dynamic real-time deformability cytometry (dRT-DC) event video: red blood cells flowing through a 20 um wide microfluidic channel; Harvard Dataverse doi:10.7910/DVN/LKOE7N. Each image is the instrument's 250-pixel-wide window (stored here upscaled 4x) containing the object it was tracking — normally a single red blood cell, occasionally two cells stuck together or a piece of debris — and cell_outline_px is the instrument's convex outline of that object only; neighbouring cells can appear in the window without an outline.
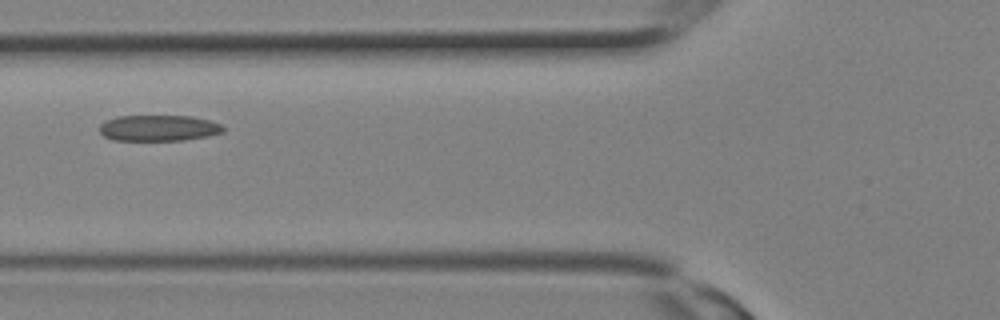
{"species": "Egyptian fruit bat (a non-hibernating species)", "species_latin": "Rousettus aegyptiacus", "temperature_condition": "room temperature", "stored_images_in_passage": 4, "camera_frame_rate_fps": 3000, "um_per_image_px": 0.085, "animal": {"sex": "female"}, "frame": {"image": 1, "passage_image": 4, "time_ms": 1.0, "image_size_px": [1000, 320], "cell_outline_px": [[224, 132], [208, 136], [184, 140], [112, 140], [104, 136], [100, 132], [100, 124], [104, 120], [116, 116], [192, 116], [208, 120], [220, 124], [224, 128]], "centroid_in_image_um": [13.46, 10.88], "position_along_channel_um": 112.3, "area_um2": 18.79}}